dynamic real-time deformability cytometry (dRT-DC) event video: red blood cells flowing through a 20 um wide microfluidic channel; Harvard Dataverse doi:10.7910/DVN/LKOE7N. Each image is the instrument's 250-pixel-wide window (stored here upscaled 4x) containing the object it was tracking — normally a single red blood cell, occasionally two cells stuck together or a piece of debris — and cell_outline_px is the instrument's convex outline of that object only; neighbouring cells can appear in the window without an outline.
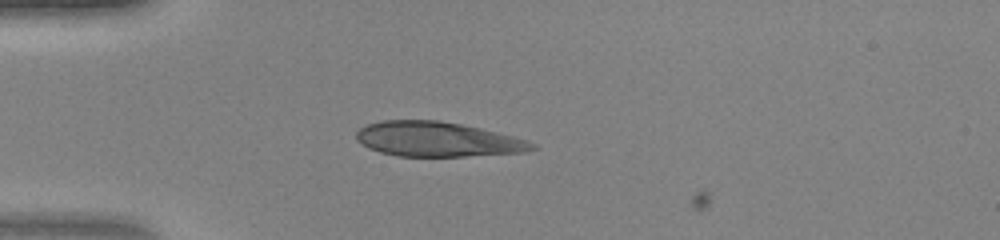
{"species": "human", "species_latin": "Homo sapiens", "temperature_condition": "warm", "stored_images_in_passage": 4, "camera_frame_rate_fps": 3000, "um_per_image_px": 0.085, "donor": {"sex": "female"}, "frame": {"image": 1, "passage_image": 2, "time_ms": 0.333, "image_size_px": [1000, 240], "cell_outline_px": [[536, 148], [528, 152], [464, 156], [396, 156], [380, 152], [368, 148], [356, 140], [356, 132], [360, 128], [368, 124], [380, 120], [440, 120], [480, 128], [528, 140], [536, 144]], "centroid_in_image_um": [37.17, 11.84], "position_along_channel_um": 47.8, "area_um2": 35.66}}